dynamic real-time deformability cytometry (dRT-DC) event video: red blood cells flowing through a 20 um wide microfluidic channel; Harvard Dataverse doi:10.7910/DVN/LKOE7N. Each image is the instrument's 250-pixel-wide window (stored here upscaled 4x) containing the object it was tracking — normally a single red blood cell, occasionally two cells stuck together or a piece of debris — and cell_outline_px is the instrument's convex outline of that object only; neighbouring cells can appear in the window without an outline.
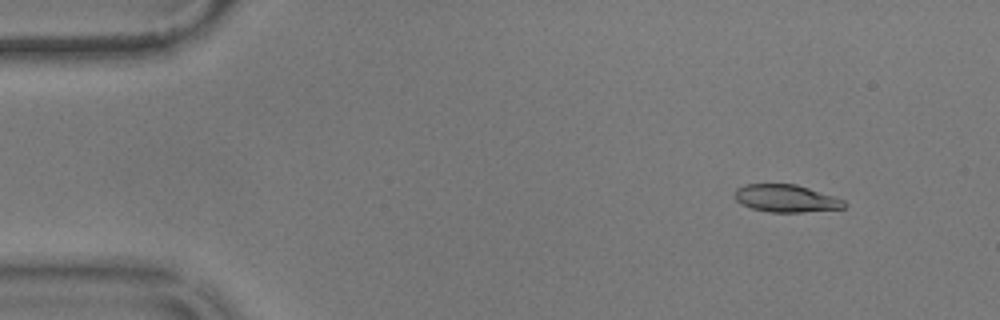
{"species": "common noctule bat (a hibernating species)", "species_latin": "Nyctalus noctula", "temperature_condition": "warm", "stored_images_in_passage": 56, "camera_frame_rate_fps": 3000, "um_per_image_px": 0.085, "animal": {"sex": "male", "body_mass_g": 17.9}, "frame": {"image": 1, "passage_image": 6, "time_ms": 1.667, "image_size_px": [1000, 320], "cell_outline_px": [[848, 204], [844, 208], [800, 212], [768, 212], [752, 208], [736, 200], [732, 196], [736, 188], [744, 184], [796, 184], [844, 200]], "centroid_in_image_um": [66.78, 16.86], "position_along_channel_um": 18.2, "area_um2": 17.46}}
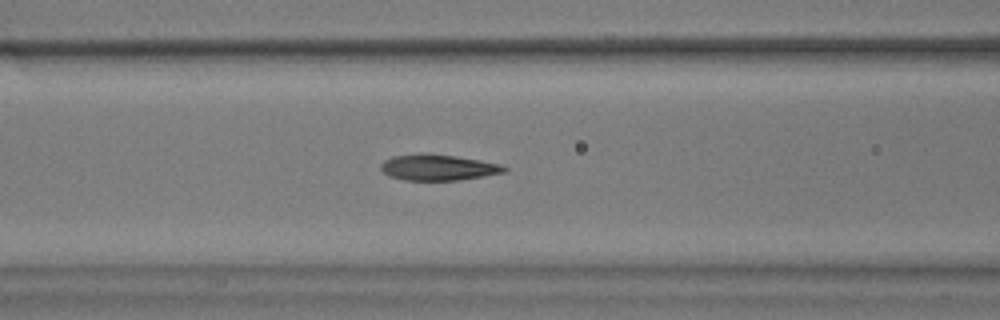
{"frame": {"image": 2, "passage_image": 23, "time_ms": 7.333, "image_size_px": [1000, 320], "cell_outline_px": [[508, 168], [504, 172], [484, 176], [456, 180], [404, 180], [388, 176], [380, 168], [380, 164], [384, 160], [392, 156], [420, 152], [428, 152], [456, 156], [480, 160], [500, 164]], "centroid_in_image_um": [37.18, 14.21], "position_along_channel_um": 129.4, "area_um2": 18.9}}
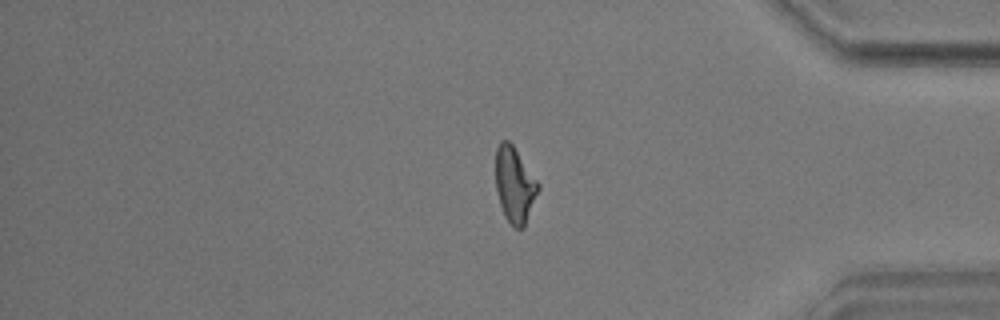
{"frame": {"image": 3, "passage_image": 47, "time_ms": 15.333, "image_size_px": [1000, 320], "cell_outline_px": [[540, 188], [524, 228], [512, 228], [504, 216], [500, 204], [496, 188], [496, 148], [500, 140], [508, 140], [512, 144], [540, 184]], "centroid_in_image_um": [43.75, 15.73], "position_along_channel_um": 391.5, "area_um2": 18.84}, "authors_computed_cell_mechanics": {"area_um2": 18.7561, "velocity_mm_per_s": 3.5762, "shape_relaxation_time_tau1_ms": 4.4022, "shape_relaxation_time_tau2_ms": 1.5798, "deformation_change_tau1": 0.1895, "deformation_change_tau2": 0.0841}}